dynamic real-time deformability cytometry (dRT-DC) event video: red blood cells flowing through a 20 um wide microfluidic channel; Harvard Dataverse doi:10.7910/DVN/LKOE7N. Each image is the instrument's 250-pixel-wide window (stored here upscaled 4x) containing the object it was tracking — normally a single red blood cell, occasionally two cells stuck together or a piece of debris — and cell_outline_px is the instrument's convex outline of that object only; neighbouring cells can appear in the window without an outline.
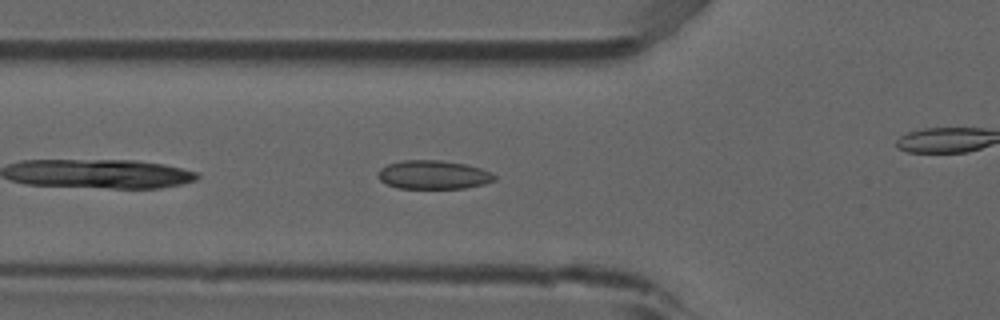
{"species": "common noctule bat (a hibernating species)", "species_latin": "Nyctalus noctula", "temperature_condition": "room temperature", "stored_images_in_passage": 31, "camera_frame_rate_fps": 3000, "um_per_image_px": 0.085, "animal": {"sex": "male", "forearm_length_mm": 52.5}, "frame": {"image": 1, "passage_image": 4, "time_ms": 1.0, "image_size_px": [1000, 320], "cell_outline_px": [[496, 180], [484, 184], [464, 188], [396, 188], [380, 180], [376, 176], [380, 168], [388, 164], [400, 160], [440, 160], [464, 164], [480, 168], [492, 172], [496, 176]], "centroid_in_image_um": [36.83, 14.85], "position_along_channel_um": 89.0, "area_um2": 19.54}}
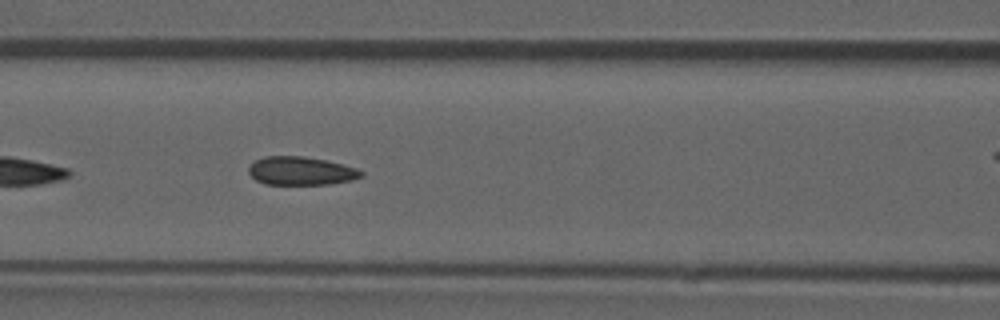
{"frame": {"image": 2, "passage_image": 8, "time_ms": 2.333, "image_size_px": [1000, 320], "cell_outline_px": [[364, 176], [352, 180], [328, 184], [264, 184], [256, 180], [248, 172], [248, 168], [256, 160], [264, 156], [304, 156], [324, 160], [356, 168], [364, 172]], "centroid_in_image_um": [25.58, 14.53], "position_along_channel_um": 141.0, "area_um2": 18.5}, "authors_computed_cell_mechanics": {"area_um2": 19.0162, "velocity_mm_per_s": 3.8645, "shape_relaxation_time_tau1_ms": null, "shape_relaxation_time_tau2_ms": 1.2525, "deformation_change_tau1": null, "deformation_change_tau2": 0.0805}}